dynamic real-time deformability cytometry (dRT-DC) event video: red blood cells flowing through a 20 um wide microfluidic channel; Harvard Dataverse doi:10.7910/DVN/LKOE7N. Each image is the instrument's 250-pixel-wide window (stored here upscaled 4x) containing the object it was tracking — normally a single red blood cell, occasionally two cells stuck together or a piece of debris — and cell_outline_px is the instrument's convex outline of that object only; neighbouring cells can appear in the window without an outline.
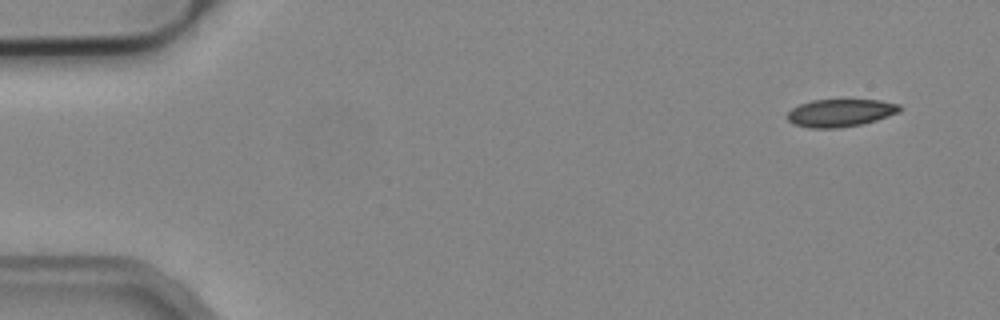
{"species": "common noctule bat (a hibernating species)", "species_latin": "Nyctalus noctula", "temperature_condition": "cold", "stored_images_in_passage": 50, "camera_frame_rate_fps": 3000, "um_per_image_px": 0.085, "animal": {"sex": "male", "body_mass_g": 19.2, "forearm_length_mm": 51.8}, "frame": {"image": 1, "passage_image": 1, "time_ms": 0.0, "image_size_px": [1000, 320], "cell_outline_px": [[900, 112], [876, 120], [860, 124], [840, 128], [808, 128], [792, 124], [788, 120], [788, 112], [792, 108], [800, 104], [812, 100], [880, 100], [900, 104]], "centroid_in_image_um": [71.42, 9.6], "position_along_channel_um": 13.6, "area_um2": 18.09}}
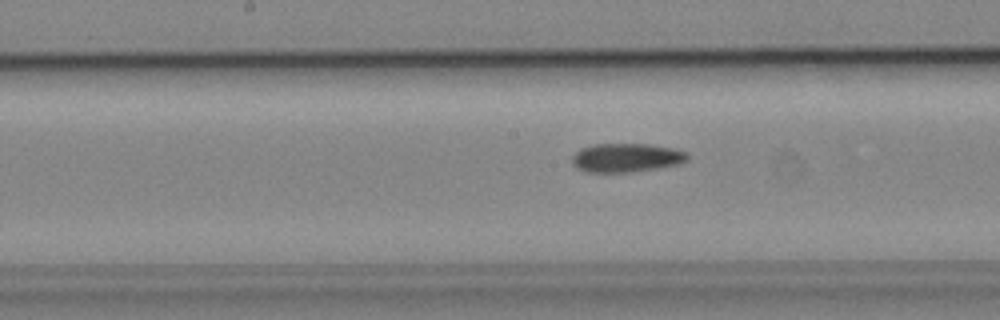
{"frame": {"image": 2, "passage_image": 24, "time_ms": 7.667, "image_size_px": [1000, 320], "cell_outline_px": [[688, 160], [680, 164], [660, 168], [632, 172], [588, 172], [576, 168], [572, 164], [572, 156], [580, 148], [592, 144], [648, 144], [672, 148], [688, 152]], "centroid_in_image_um": [53.24, 13.41], "position_along_channel_um": 195.0, "area_um2": 19.59}}
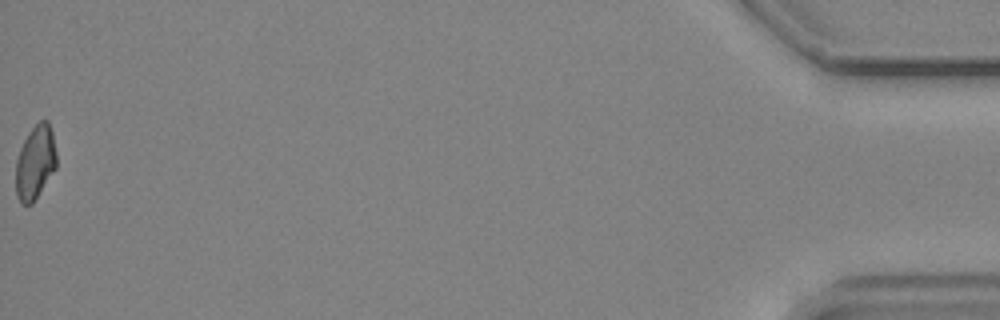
{"frame": {"image": 3, "passage_image": 50, "time_ms": 16.333, "image_size_px": [1000, 320], "cell_outline_px": [[56, 168], [32, 204], [20, 204], [16, 196], [16, 160], [20, 148], [28, 132], [40, 120], [48, 120], [52, 132], [56, 152]], "centroid_in_image_um": [2.99, 13.81], "position_along_channel_um": 432.2, "area_um2": 17.57}, "authors_computed_cell_mechanics": {"area_um2": 18.785, "velocity_mm_per_s": 3.9271, "shape_relaxation_time_tau1_ms": null, "shape_relaxation_time_tau2_ms": 7.4334, "deformation_change_tau1": null, "deformation_change_tau2": 0.1433}}